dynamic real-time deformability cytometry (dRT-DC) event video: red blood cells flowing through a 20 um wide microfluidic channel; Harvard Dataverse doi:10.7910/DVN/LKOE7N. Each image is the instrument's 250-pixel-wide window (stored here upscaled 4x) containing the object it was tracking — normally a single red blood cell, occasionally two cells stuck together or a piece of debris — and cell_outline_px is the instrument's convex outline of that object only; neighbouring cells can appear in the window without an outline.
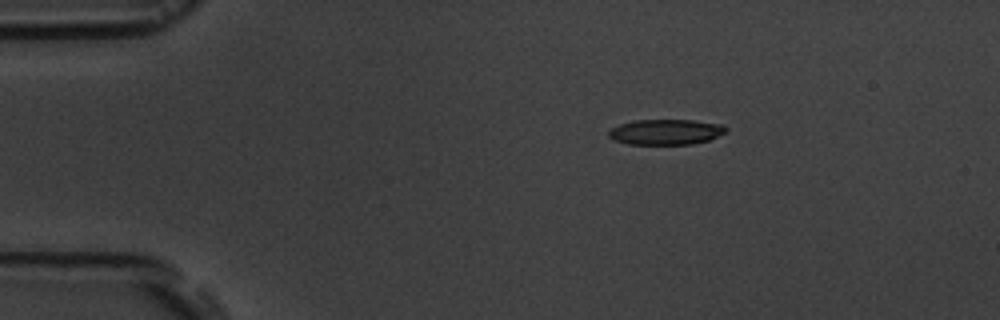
{"species": "common noctule bat (a hibernating species)", "species_latin": "Nyctalus noctula", "temperature_condition": "room temperature", "stored_images_in_passage": 4, "camera_frame_rate_fps": 3000, "um_per_image_px": 0.085, "animal": {"sex": "male", "body_mass_g": 19.5, "forearm_length_mm": 54.6}, "frame": {"image": 1, "passage_image": 2, "time_ms": 1.333, "image_size_px": [1000, 320], "cell_outline_px": [[728, 128], [724, 132], [708, 140], [692, 144], [628, 144], [612, 140], [608, 136], [608, 132], [612, 128], [620, 124], [636, 120], [692, 120], [724, 124]], "centroid_in_image_um": [56.58, 11.21], "position_along_channel_um": 28.4, "area_um2": 17.34}}